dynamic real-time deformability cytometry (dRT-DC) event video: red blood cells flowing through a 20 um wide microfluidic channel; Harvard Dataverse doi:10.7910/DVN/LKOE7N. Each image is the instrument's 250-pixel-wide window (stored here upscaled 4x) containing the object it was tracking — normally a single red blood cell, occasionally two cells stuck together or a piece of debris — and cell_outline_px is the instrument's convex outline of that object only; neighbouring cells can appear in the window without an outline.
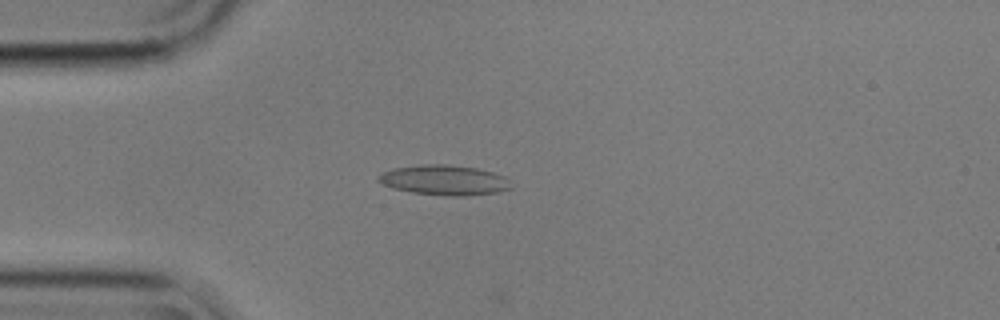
{"species": "common noctule bat (a hibernating species)", "species_latin": "Nyctalus noctula", "temperature_condition": "cold", "stored_images_in_passage": 3, "camera_frame_rate_fps": 3000, "um_per_image_px": 0.085, "animal": {"sex": "male", "body_mass_g": 17.9}, "frame": {"image": 1, "passage_image": 3, "time_ms": 0.667, "image_size_px": [1000, 320], "cell_outline_px": [[512, 188], [496, 192], [464, 196], [448, 196], [412, 192], [392, 188], [380, 184], [376, 180], [376, 176], [392, 168], [420, 164], [444, 164], [476, 168], [508, 176]], "centroid_in_image_um": [37.74, 15.3], "position_along_channel_um": 47.3, "area_um2": 23.47}}